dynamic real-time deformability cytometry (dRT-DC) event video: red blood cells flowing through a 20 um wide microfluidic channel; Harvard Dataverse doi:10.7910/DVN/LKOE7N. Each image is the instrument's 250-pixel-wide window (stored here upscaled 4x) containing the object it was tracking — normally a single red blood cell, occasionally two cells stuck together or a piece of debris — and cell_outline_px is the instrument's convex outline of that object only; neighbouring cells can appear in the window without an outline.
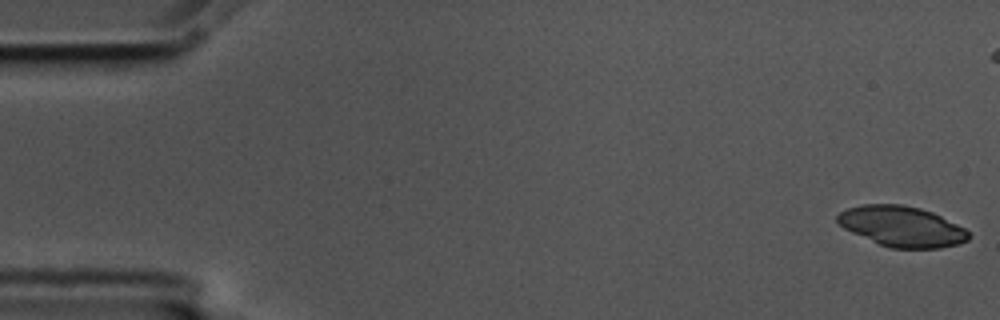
{"species": "common noctule bat (a hibernating species)", "species_latin": "Nyctalus noctula", "temperature_condition": "cold", "stored_images_in_passage": 56, "segment_of_instrument_passage": [1, 2], "camera_frame_rate_fps": 3000, "um_per_image_px": 0.085, "animal": {"sex": "male", "body_mass_g": 17.5, "forearm_length_mm": 52.3}, "frame": {"image": 1, "passage_image": 1, "time_ms": 0.0, "image_size_px": [1000, 320], "cell_outline_px": [[968, 240], [956, 244], [940, 248], [892, 248], [880, 244], [852, 232], [844, 228], [836, 220], [836, 216], [840, 212], [848, 208], [864, 204], [900, 204], [920, 208], [932, 212], [964, 228], [968, 232]], "centroid_in_image_um": [76.63, 19.24], "position_along_channel_um": 8.4, "area_um2": 30.46}}